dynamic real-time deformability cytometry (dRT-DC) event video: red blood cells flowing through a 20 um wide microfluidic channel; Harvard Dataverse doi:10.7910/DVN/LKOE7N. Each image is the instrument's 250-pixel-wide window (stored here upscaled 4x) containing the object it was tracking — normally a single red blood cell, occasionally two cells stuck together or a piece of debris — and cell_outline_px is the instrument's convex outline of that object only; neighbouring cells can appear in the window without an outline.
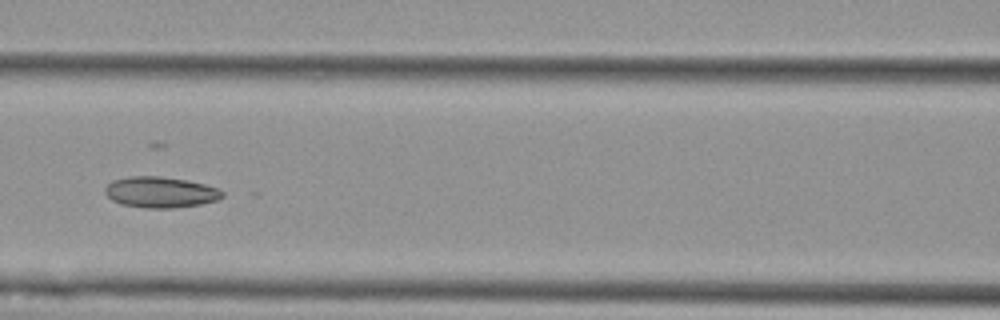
{"species": "Egyptian fruit bat (a non-hibernating species)", "species_latin": "Rousettus aegyptiacus", "temperature_condition": "cold", "stored_images_in_passage": 7, "camera_frame_rate_fps": 3000, "um_per_image_px": 0.085, "animal": {"sex": "female"}, "frame": {"image": 1, "passage_image": 5, "time_ms": 5.667, "image_size_px": [1000, 320], "cell_outline_px": [[224, 196], [216, 200], [200, 204], [172, 208], [144, 208], [120, 204], [112, 200], [104, 192], [104, 188], [112, 180], [132, 176], [160, 176], [184, 180], [204, 184], [220, 188], [224, 192]], "centroid_in_image_um": [13.63, 16.34], "position_along_channel_um": 153.0, "area_um2": 21.15}}
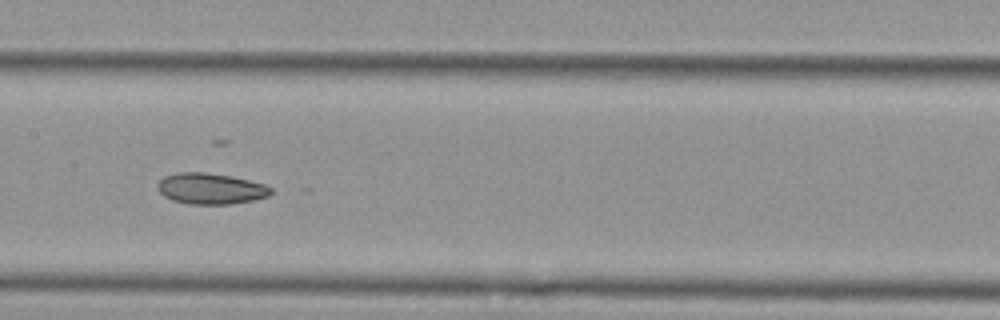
{"frame": {"image": 2, "passage_image": 6, "time_ms": 6.667, "image_size_px": [1000, 320], "cell_outline_px": [[272, 192], [268, 196], [252, 200], [232, 204], [188, 204], [172, 200], [164, 196], [156, 188], [160, 180], [164, 176], [176, 172], [204, 172], [228, 176], [248, 180], [264, 184], [272, 188]], "centroid_in_image_um": [17.87, 16.04], "position_along_channel_um": 189.5, "area_um2": 20.4}}
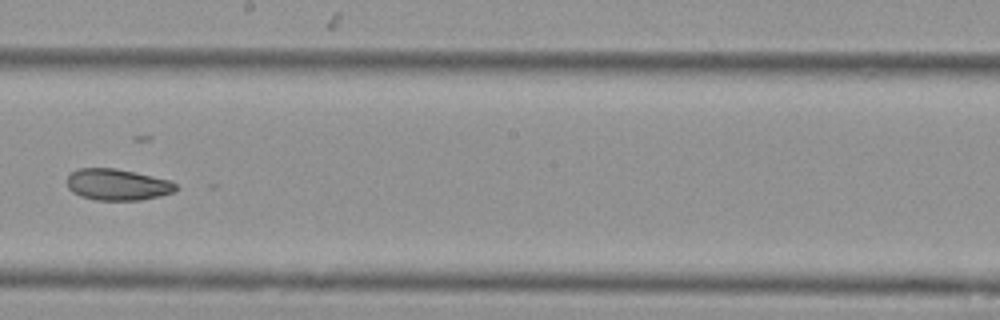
{"frame": {"image": 3, "passage_image": 7, "time_ms": 8.0, "image_size_px": [1000, 320], "cell_outline_px": [[180, 188], [172, 192], [160, 196], [140, 200], [96, 200], [80, 196], [72, 192], [68, 188], [68, 176], [72, 172], [80, 168], [116, 168], [168, 180], [176, 184]], "centroid_in_image_um": [9.97, 15.7], "position_along_channel_um": 238.2, "area_um2": 19.77}}